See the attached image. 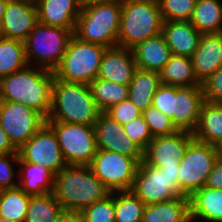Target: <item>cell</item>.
Instances as JSON below:
<instances>
[{
	"mask_svg": "<svg viewBox=\"0 0 222 222\" xmlns=\"http://www.w3.org/2000/svg\"><path fill=\"white\" fill-rule=\"evenodd\" d=\"M27 65L24 42L0 36V79Z\"/></svg>",
	"mask_w": 222,
	"mask_h": 222,
	"instance_id": "obj_31",
	"label": "cell"
},
{
	"mask_svg": "<svg viewBox=\"0 0 222 222\" xmlns=\"http://www.w3.org/2000/svg\"><path fill=\"white\" fill-rule=\"evenodd\" d=\"M30 197L20 187L0 190V217L25 222Z\"/></svg>",
	"mask_w": 222,
	"mask_h": 222,
	"instance_id": "obj_32",
	"label": "cell"
},
{
	"mask_svg": "<svg viewBox=\"0 0 222 222\" xmlns=\"http://www.w3.org/2000/svg\"><path fill=\"white\" fill-rule=\"evenodd\" d=\"M104 113L121 125H125L131 120L142 115V112L129 98L127 100H123L119 104L113 105Z\"/></svg>",
	"mask_w": 222,
	"mask_h": 222,
	"instance_id": "obj_39",
	"label": "cell"
},
{
	"mask_svg": "<svg viewBox=\"0 0 222 222\" xmlns=\"http://www.w3.org/2000/svg\"><path fill=\"white\" fill-rule=\"evenodd\" d=\"M161 34L173 55L192 57L202 33L190 21H163Z\"/></svg>",
	"mask_w": 222,
	"mask_h": 222,
	"instance_id": "obj_21",
	"label": "cell"
},
{
	"mask_svg": "<svg viewBox=\"0 0 222 222\" xmlns=\"http://www.w3.org/2000/svg\"><path fill=\"white\" fill-rule=\"evenodd\" d=\"M191 59L197 80L202 84L222 67V33L202 34Z\"/></svg>",
	"mask_w": 222,
	"mask_h": 222,
	"instance_id": "obj_20",
	"label": "cell"
},
{
	"mask_svg": "<svg viewBox=\"0 0 222 222\" xmlns=\"http://www.w3.org/2000/svg\"><path fill=\"white\" fill-rule=\"evenodd\" d=\"M18 153V149L13 145L9 136L0 124V154Z\"/></svg>",
	"mask_w": 222,
	"mask_h": 222,
	"instance_id": "obj_44",
	"label": "cell"
},
{
	"mask_svg": "<svg viewBox=\"0 0 222 222\" xmlns=\"http://www.w3.org/2000/svg\"><path fill=\"white\" fill-rule=\"evenodd\" d=\"M191 24L202 34L222 33V3L220 0H196Z\"/></svg>",
	"mask_w": 222,
	"mask_h": 222,
	"instance_id": "obj_29",
	"label": "cell"
},
{
	"mask_svg": "<svg viewBox=\"0 0 222 222\" xmlns=\"http://www.w3.org/2000/svg\"><path fill=\"white\" fill-rule=\"evenodd\" d=\"M8 0H0V24L2 22L3 15L5 13V8Z\"/></svg>",
	"mask_w": 222,
	"mask_h": 222,
	"instance_id": "obj_46",
	"label": "cell"
},
{
	"mask_svg": "<svg viewBox=\"0 0 222 222\" xmlns=\"http://www.w3.org/2000/svg\"><path fill=\"white\" fill-rule=\"evenodd\" d=\"M0 222H15V221L7 220L6 218L0 217Z\"/></svg>",
	"mask_w": 222,
	"mask_h": 222,
	"instance_id": "obj_48",
	"label": "cell"
},
{
	"mask_svg": "<svg viewBox=\"0 0 222 222\" xmlns=\"http://www.w3.org/2000/svg\"><path fill=\"white\" fill-rule=\"evenodd\" d=\"M63 211L53 193L31 196L25 222H57Z\"/></svg>",
	"mask_w": 222,
	"mask_h": 222,
	"instance_id": "obj_33",
	"label": "cell"
},
{
	"mask_svg": "<svg viewBox=\"0 0 222 222\" xmlns=\"http://www.w3.org/2000/svg\"><path fill=\"white\" fill-rule=\"evenodd\" d=\"M160 85L158 72L137 68L129 83V99L143 112L152 105L153 97Z\"/></svg>",
	"mask_w": 222,
	"mask_h": 222,
	"instance_id": "obj_27",
	"label": "cell"
},
{
	"mask_svg": "<svg viewBox=\"0 0 222 222\" xmlns=\"http://www.w3.org/2000/svg\"><path fill=\"white\" fill-rule=\"evenodd\" d=\"M142 222H192L189 197L145 205Z\"/></svg>",
	"mask_w": 222,
	"mask_h": 222,
	"instance_id": "obj_23",
	"label": "cell"
},
{
	"mask_svg": "<svg viewBox=\"0 0 222 222\" xmlns=\"http://www.w3.org/2000/svg\"><path fill=\"white\" fill-rule=\"evenodd\" d=\"M218 153L214 145L193 140L179 163V190L187 197L206 185Z\"/></svg>",
	"mask_w": 222,
	"mask_h": 222,
	"instance_id": "obj_10",
	"label": "cell"
},
{
	"mask_svg": "<svg viewBox=\"0 0 222 222\" xmlns=\"http://www.w3.org/2000/svg\"><path fill=\"white\" fill-rule=\"evenodd\" d=\"M12 162V163H11ZM18 164L19 153L0 154V190L18 187V183L13 180V163Z\"/></svg>",
	"mask_w": 222,
	"mask_h": 222,
	"instance_id": "obj_40",
	"label": "cell"
},
{
	"mask_svg": "<svg viewBox=\"0 0 222 222\" xmlns=\"http://www.w3.org/2000/svg\"><path fill=\"white\" fill-rule=\"evenodd\" d=\"M89 88L101 112L129 98V85L96 78L89 84Z\"/></svg>",
	"mask_w": 222,
	"mask_h": 222,
	"instance_id": "obj_30",
	"label": "cell"
},
{
	"mask_svg": "<svg viewBox=\"0 0 222 222\" xmlns=\"http://www.w3.org/2000/svg\"><path fill=\"white\" fill-rule=\"evenodd\" d=\"M107 48L71 37L65 54L54 69V78L65 82L90 84L98 76L102 56Z\"/></svg>",
	"mask_w": 222,
	"mask_h": 222,
	"instance_id": "obj_6",
	"label": "cell"
},
{
	"mask_svg": "<svg viewBox=\"0 0 222 222\" xmlns=\"http://www.w3.org/2000/svg\"><path fill=\"white\" fill-rule=\"evenodd\" d=\"M158 0H122L118 46L132 49L162 31Z\"/></svg>",
	"mask_w": 222,
	"mask_h": 222,
	"instance_id": "obj_5",
	"label": "cell"
},
{
	"mask_svg": "<svg viewBox=\"0 0 222 222\" xmlns=\"http://www.w3.org/2000/svg\"><path fill=\"white\" fill-rule=\"evenodd\" d=\"M46 123L35 109L11 101H0V124L19 149Z\"/></svg>",
	"mask_w": 222,
	"mask_h": 222,
	"instance_id": "obj_12",
	"label": "cell"
},
{
	"mask_svg": "<svg viewBox=\"0 0 222 222\" xmlns=\"http://www.w3.org/2000/svg\"><path fill=\"white\" fill-rule=\"evenodd\" d=\"M57 222H83L80 212L63 211Z\"/></svg>",
	"mask_w": 222,
	"mask_h": 222,
	"instance_id": "obj_45",
	"label": "cell"
},
{
	"mask_svg": "<svg viewBox=\"0 0 222 222\" xmlns=\"http://www.w3.org/2000/svg\"><path fill=\"white\" fill-rule=\"evenodd\" d=\"M80 213L83 222H115V201L113 192L105 199L84 208Z\"/></svg>",
	"mask_w": 222,
	"mask_h": 222,
	"instance_id": "obj_35",
	"label": "cell"
},
{
	"mask_svg": "<svg viewBox=\"0 0 222 222\" xmlns=\"http://www.w3.org/2000/svg\"><path fill=\"white\" fill-rule=\"evenodd\" d=\"M94 130L98 149L132 157L139 164L143 160V149L126 135L123 125L104 112L97 119Z\"/></svg>",
	"mask_w": 222,
	"mask_h": 222,
	"instance_id": "obj_15",
	"label": "cell"
},
{
	"mask_svg": "<svg viewBox=\"0 0 222 222\" xmlns=\"http://www.w3.org/2000/svg\"><path fill=\"white\" fill-rule=\"evenodd\" d=\"M163 21H189L196 0H158Z\"/></svg>",
	"mask_w": 222,
	"mask_h": 222,
	"instance_id": "obj_36",
	"label": "cell"
},
{
	"mask_svg": "<svg viewBox=\"0 0 222 222\" xmlns=\"http://www.w3.org/2000/svg\"><path fill=\"white\" fill-rule=\"evenodd\" d=\"M54 131L64 160L69 165L89 166L98 151L94 126L46 122Z\"/></svg>",
	"mask_w": 222,
	"mask_h": 222,
	"instance_id": "obj_9",
	"label": "cell"
},
{
	"mask_svg": "<svg viewBox=\"0 0 222 222\" xmlns=\"http://www.w3.org/2000/svg\"><path fill=\"white\" fill-rule=\"evenodd\" d=\"M101 113L92 97L89 84L65 82L54 78L51 110L46 122L94 126Z\"/></svg>",
	"mask_w": 222,
	"mask_h": 222,
	"instance_id": "obj_4",
	"label": "cell"
},
{
	"mask_svg": "<svg viewBox=\"0 0 222 222\" xmlns=\"http://www.w3.org/2000/svg\"><path fill=\"white\" fill-rule=\"evenodd\" d=\"M152 105L172 119L174 111V86L161 84L156 91Z\"/></svg>",
	"mask_w": 222,
	"mask_h": 222,
	"instance_id": "obj_41",
	"label": "cell"
},
{
	"mask_svg": "<svg viewBox=\"0 0 222 222\" xmlns=\"http://www.w3.org/2000/svg\"><path fill=\"white\" fill-rule=\"evenodd\" d=\"M122 0H84L73 35L106 48L118 46Z\"/></svg>",
	"mask_w": 222,
	"mask_h": 222,
	"instance_id": "obj_3",
	"label": "cell"
},
{
	"mask_svg": "<svg viewBox=\"0 0 222 222\" xmlns=\"http://www.w3.org/2000/svg\"><path fill=\"white\" fill-rule=\"evenodd\" d=\"M179 165L153 167L143 160L138 165L131 191L145 204L184 196L179 190Z\"/></svg>",
	"mask_w": 222,
	"mask_h": 222,
	"instance_id": "obj_8",
	"label": "cell"
},
{
	"mask_svg": "<svg viewBox=\"0 0 222 222\" xmlns=\"http://www.w3.org/2000/svg\"><path fill=\"white\" fill-rule=\"evenodd\" d=\"M205 186L213 189H222V157H218L215 161Z\"/></svg>",
	"mask_w": 222,
	"mask_h": 222,
	"instance_id": "obj_43",
	"label": "cell"
},
{
	"mask_svg": "<svg viewBox=\"0 0 222 222\" xmlns=\"http://www.w3.org/2000/svg\"><path fill=\"white\" fill-rule=\"evenodd\" d=\"M37 23L34 0H8L0 24V36L24 42Z\"/></svg>",
	"mask_w": 222,
	"mask_h": 222,
	"instance_id": "obj_16",
	"label": "cell"
},
{
	"mask_svg": "<svg viewBox=\"0 0 222 222\" xmlns=\"http://www.w3.org/2000/svg\"><path fill=\"white\" fill-rule=\"evenodd\" d=\"M142 117L149 126L153 137L171 135L178 131L172 119L153 105H150L142 112Z\"/></svg>",
	"mask_w": 222,
	"mask_h": 222,
	"instance_id": "obj_37",
	"label": "cell"
},
{
	"mask_svg": "<svg viewBox=\"0 0 222 222\" xmlns=\"http://www.w3.org/2000/svg\"><path fill=\"white\" fill-rule=\"evenodd\" d=\"M218 156L222 157V139L220 140V142L215 146Z\"/></svg>",
	"mask_w": 222,
	"mask_h": 222,
	"instance_id": "obj_47",
	"label": "cell"
},
{
	"mask_svg": "<svg viewBox=\"0 0 222 222\" xmlns=\"http://www.w3.org/2000/svg\"><path fill=\"white\" fill-rule=\"evenodd\" d=\"M204 102L202 86H174L173 124L178 131L195 132Z\"/></svg>",
	"mask_w": 222,
	"mask_h": 222,
	"instance_id": "obj_17",
	"label": "cell"
},
{
	"mask_svg": "<svg viewBox=\"0 0 222 222\" xmlns=\"http://www.w3.org/2000/svg\"><path fill=\"white\" fill-rule=\"evenodd\" d=\"M191 220L222 222V189L203 186L190 197Z\"/></svg>",
	"mask_w": 222,
	"mask_h": 222,
	"instance_id": "obj_24",
	"label": "cell"
},
{
	"mask_svg": "<svg viewBox=\"0 0 222 222\" xmlns=\"http://www.w3.org/2000/svg\"><path fill=\"white\" fill-rule=\"evenodd\" d=\"M194 135L177 131L171 135L154 137L143 150V161L153 167L179 165Z\"/></svg>",
	"mask_w": 222,
	"mask_h": 222,
	"instance_id": "obj_14",
	"label": "cell"
},
{
	"mask_svg": "<svg viewBox=\"0 0 222 222\" xmlns=\"http://www.w3.org/2000/svg\"><path fill=\"white\" fill-rule=\"evenodd\" d=\"M126 135L136 142L143 150L154 138L142 115L123 125Z\"/></svg>",
	"mask_w": 222,
	"mask_h": 222,
	"instance_id": "obj_38",
	"label": "cell"
},
{
	"mask_svg": "<svg viewBox=\"0 0 222 222\" xmlns=\"http://www.w3.org/2000/svg\"><path fill=\"white\" fill-rule=\"evenodd\" d=\"M158 73L161 84L175 87H194L202 85L197 80L190 57L172 54L170 60Z\"/></svg>",
	"mask_w": 222,
	"mask_h": 222,
	"instance_id": "obj_26",
	"label": "cell"
},
{
	"mask_svg": "<svg viewBox=\"0 0 222 222\" xmlns=\"http://www.w3.org/2000/svg\"><path fill=\"white\" fill-rule=\"evenodd\" d=\"M18 153L24 162L42 165L54 176L67 165L56 135L46 123L18 149Z\"/></svg>",
	"mask_w": 222,
	"mask_h": 222,
	"instance_id": "obj_13",
	"label": "cell"
},
{
	"mask_svg": "<svg viewBox=\"0 0 222 222\" xmlns=\"http://www.w3.org/2000/svg\"><path fill=\"white\" fill-rule=\"evenodd\" d=\"M53 71L29 65L0 79V101L29 106L45 118L51 110Z\"/></svg>",
	"mask_w": 222,
	"mask_h": 222,
	"instance_id": "obj_1",
	"label": "cell"
},
{
	"mask_svg": "<svg viewBox=\"0 0 222 222\" xmlns=\"http://www.w3.org/2000/svg\"><path fill=\"white\" fill-rule=\"evenodd\" d=\"M139 163L132 157L98 149L89 165L111 191H131Z\"/></svg>",
	"mask_w": 222,
	"mask_h": 222,
	"instance_id": "obj_11",
	"label": "cell"
},
{
	"mask_svg": "<svg viewBox=\"0 0 222 222\" xmlns=\"http://www.w3.org/2000/svg\"><path fill=\"white\" fill-rule=\"evenodd\" d=\"M38 22L74 32L84 0H34Z\"/></svg>",
	"mask_w": 222,
	"mask_h": 222,
	"instance_id": "obj_19",
	"label": "cell"
},
{
	"mask_svg": "<svg viewBox=\"0 0 222 222\" xmlns=\"http://www.w3.org/2000/svg\"><path fill=\"white\" fill-rule=\"evenodd\" d=\"M115 222H142L145 204L132 191H114Z\"/></svg>",
	"mask_w": 222,
	"mask_h": 222,
	"instance_id": "obj_34",
	"label": "cell"
},
{
	"mask_svg": "<svg viewBox=\"0 0 222 222\" xmlns=\"http://www.w3.org/2000/svg\"><path fill=\"white\" fill-rule=\"evenodd\" d=\"M194 139L216 146L222 139V104L205 101L199 118Z\"/></svg>",
	"mask_w": 222,
	"mask_h": 222,
	"instance_id": "obj_28",
	"label": "cell"
},
{
	"mask_svg": "<svg viewBox=\"0 0 222 222\" xmlns=\"http://www.w3.org/2000/svg\"><path fill=\"white\" fill-rule=\"evenodd\" d=\"M53 194L64 211L81 212L105 199L111 191L94 175L90 166L67 164L54 176Z\"/></svg>",
	"mask_w": 222,
	"mask_h": 222,
	"instance_id": "obj_2",
	"label": "cell"
},
{
	"mask_svg": "<svg viewBox=\"0 0 222 222\" xmlns=\"http://www.w3.org/2000/svg\"><path fill=\"white\" fill-rule=\"evenodd\" d=\"M137 68L159 72L172 55L163 35L148 38L131 49Z\"/></svg>",
	"mask_w": 222,
	"mask_h": 222,
	"instance_id": "obj_22",
	"label": "cell"
},
{
	"mask_svg": "<svg viewBox=\"0 0 222 222\" xmlns=\"http://www.w3.org/2000/svg\"><path fill=\"white\" fill-rule=\"evenodd\" d=\"M72 36L73 31L70 29L38 22L24 41L28 65L31 64V60H35V63L40 64V68L54 71L63 58Z\"/></svg>",
	"mask_w": 222,
	"mask_h": 222,
	"instance_id": "obj_7",
	"label": "cell"
},
{
	"mask_svg": "<svg viewBox=\"0 0 222 222\" xmlns=\"http://www.w3.org/2000/svg\"><path fill=\"white\" fill-rule=\"evenodd\" d=\"M137 69L131 49L107 48L102 56L97 78L129 85Z\"/></svg>",
	"mask_w": 222,
	"mask_h": 222,
	"instance_id": "obj_18",
	"label": "cell"
},
{
	"mask_svg": "<svg viewBox=\"0 0 222 222\" xmlns=\"http://www.w3.org/2000/svg\"><path fill=\"white\" fill-rule=\"evenodd\" d=\"M20 165L21 173L18 187H20L27 195L43 196L53 193L54 175L42 165L24 162L19 157L17 166Z\"/></svg>",
	"mask_w": 222,
	"mask_h": 222,
	"instance_id": "obj_25",
	"label": "cell"
},
{
	"mask_svg": "<svg viewBox=\"0 0 222 222\" xmlns=\"http://www.w3.org/2000/svg\"><path fill=\"white\" fill-rule=\"evenodd\" d=\"M205 101L222 104V67L202 83Z\"/></svg>",
	"mask_w": 222,
	"mask_h": 222,
	"instance_id": "obj_42",
	"label": "cell"
}]
</instances>
